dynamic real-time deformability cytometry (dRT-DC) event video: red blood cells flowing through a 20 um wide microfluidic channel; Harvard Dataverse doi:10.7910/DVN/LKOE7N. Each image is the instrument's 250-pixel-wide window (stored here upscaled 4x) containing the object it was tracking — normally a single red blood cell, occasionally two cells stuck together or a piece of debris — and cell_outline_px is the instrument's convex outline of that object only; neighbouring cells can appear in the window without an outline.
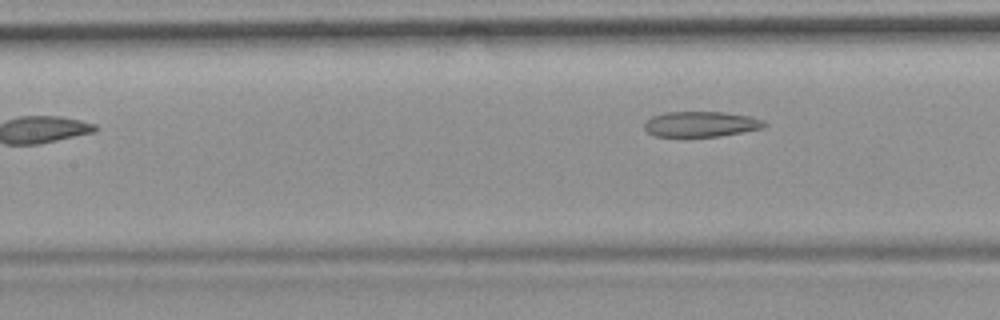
{"species": "common noctule bat (a hibernating species)", "species_latin": "Nyctalus noctula", "temperature_condition": "room temperature", "stored_images_in_passage": 6, "camera_frame_rate_fps": 3000, "um_per_image_px": 0.085, "animal": {"sex": "female", "body_mass_g": 19.9}, "frame": {"image": 1, "passage_image": 6, "time_ms": 6.0, "image_size_px": [1000, 320], "cell_outline_px": [[768, 124], [764, 128], [720, 136], [656, 136], [648, 132], [644, 128], [644, 124], [652, 116], [664, 112], [724, 112], [748, 116], [764, 120]], "centroid_in_image_um": [59.6, 10.54], "position_along_channel_um": 147.8, "area_um2": 17.69}}